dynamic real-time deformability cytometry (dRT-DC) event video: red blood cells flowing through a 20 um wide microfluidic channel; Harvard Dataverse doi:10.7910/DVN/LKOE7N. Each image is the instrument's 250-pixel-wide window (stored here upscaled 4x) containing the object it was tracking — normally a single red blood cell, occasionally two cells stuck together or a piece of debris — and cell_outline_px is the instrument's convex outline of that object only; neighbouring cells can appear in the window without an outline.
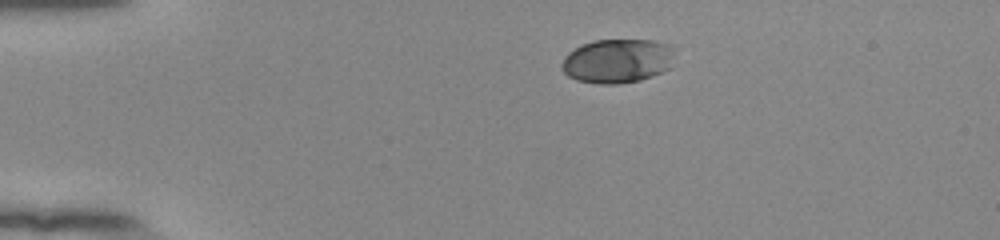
{"species": "human", "species_latin": "Homo sapiens", "temperature_condition": "room temperature", "stored_images_in_passage": 43, "camera_frame_rate_fps": 3000, "um_per_image_px": 0.085, "donor": {"sex": "female"}, "frame": {"image": 1, "passage_image": 1, "time_ms": 0.0, "image_size_px": [1000, 240], "cell_outline_px": [[672, 48], [668, 68], [652, 76], [640, 80], [620, 84], [600, 84], [576, 80], [568, 76], [560, 68], [560, 64], [564, 56], [568, 52], [580, 44], [592, 40], [652, 40], [672, 44]], "centroid_in_image_um": [52.39, 5.17], "position_along_channel_um": 32.6, "area_um2": 29.13}}
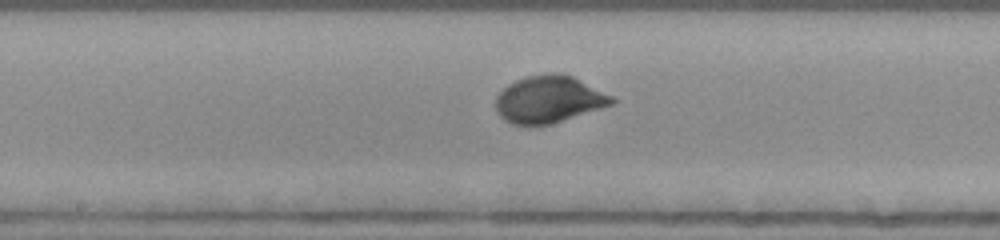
{"frame": {"image": 2, "passage_image": 19, "time_ms": 6.0, "image_size_px": [1000, 240], "cell_outline_px": [[616, 104], [548, 124], [512, 124], [504, 120], [496, 112], [496, 96], [508, 84], [516, 80], [528, 76], [556, 72], [560, 72], [572, 76], [612, 96], [616, 100]], "centroid_in_image_um": [46.65, 8.43], "position_along_channel_um": 201.5, "area_um2": 31.56}}
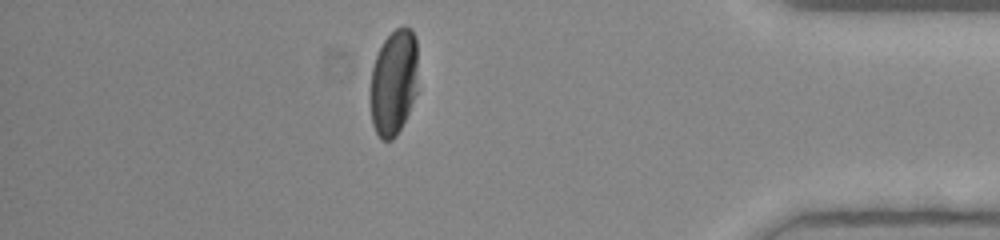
{"frame": {"image": 3, "passage_image": 37, "time_ms": 12.0, "image_size_px": [1000, 240], "cell_outline_px": [[416, 92], [408, 112], [396, 136], [392, 140], [380, 140], [372, 124], [368, 96], [372, 68], [376, 56], [384, 40], [396, 28], [404, 24], [412, 28], [416, 36]], "centroid_in_image_um": [33.42, 6.99], "position_along_channel_um": 401.8, "area_um2": 29.77}, "authors_computed_cell_mechanics": {"area_um2": 30.4606, "velocity_mm_per_s": 3.8803, "shape_relaxation_time_tau1_ms": 2.7799, "shape_relaxation_time_tau2_ms": null, "deformation_change_tau1": 0.147, "deformation_change_tau2": null}}